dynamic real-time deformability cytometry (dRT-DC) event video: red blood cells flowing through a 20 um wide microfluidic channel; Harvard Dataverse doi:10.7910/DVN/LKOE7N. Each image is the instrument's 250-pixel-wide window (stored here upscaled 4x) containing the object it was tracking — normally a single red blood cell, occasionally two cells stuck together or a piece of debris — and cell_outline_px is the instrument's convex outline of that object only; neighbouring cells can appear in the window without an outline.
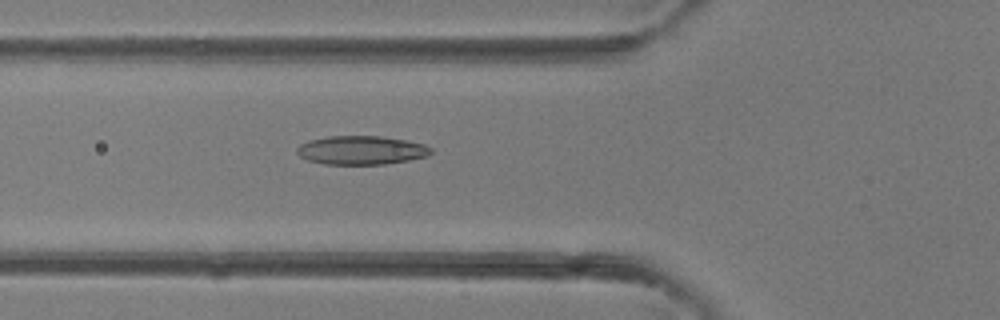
{"species": "common noctule bat (a hibernating species)", "species_latin": "Nyctalus noctula", "temperature_condition": "room temperature", "stored_images_in_passage": 41, "camera_frame_rate_fps": 3000, "um_per_image_px": 0.085, "animal": {"sex": "female"}, "frame": {"image": 1, "passage_image": 15, "time_ms": 4.667, "image_size_px": [1000, 320], "cell_outline_px": [[432, 152], [428, 156], [408, 160], [384, 164], [324, 164], [308, 160], [300, 156], [296, 152], [296, 148], [300, 144], [308, 140], [328, 136], [380, 136], [404, 140], [424, 144], [432, 148]], "centroid_in_image_um": [30.69, 12.76], "position_along_channel_um": 95.1, "area_um2": 22.43}}
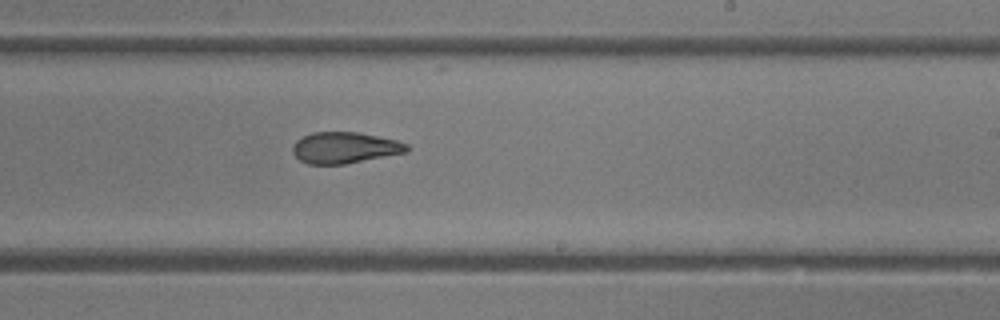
{"frame": {"image": 2, "passage_image": 25, "time_ms": 8.0, "image_size_px": [1000, 320], "cell_outline_px": [[408, 152], [344, 164], [308, 164], [300, 160], [292, 152], [292, 148], [296, 140], [312, 132], [360, 132], [396, 140], [408, 144]], "centroid_in_image_um": [29.3, 12.55], "position_along_channel_um": 259.7, "area_um2": 20.75}}
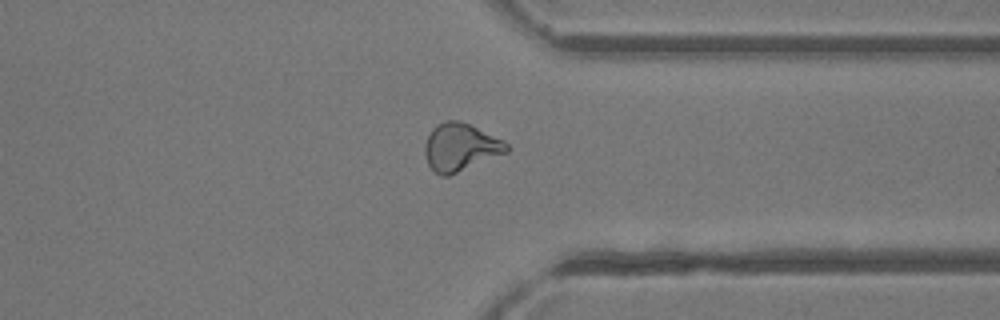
{"frame": {"image": 3, "passage_image": 32, "time_ms": 10.333, "image_size_px": [1000, 320], "cell_outline_px": [[512, 148], [508, 152], [448, 176], [440, 176], [428, 164], [424, 152], [424, 148], [428, 136], [432, 128], [436, 124], [444, 120], [460, 120], [504, 140]], "centroid_in_image_um": [39.15, 12.5], "position_along_channel_um": 372.3, "area_um2": 22.77}}